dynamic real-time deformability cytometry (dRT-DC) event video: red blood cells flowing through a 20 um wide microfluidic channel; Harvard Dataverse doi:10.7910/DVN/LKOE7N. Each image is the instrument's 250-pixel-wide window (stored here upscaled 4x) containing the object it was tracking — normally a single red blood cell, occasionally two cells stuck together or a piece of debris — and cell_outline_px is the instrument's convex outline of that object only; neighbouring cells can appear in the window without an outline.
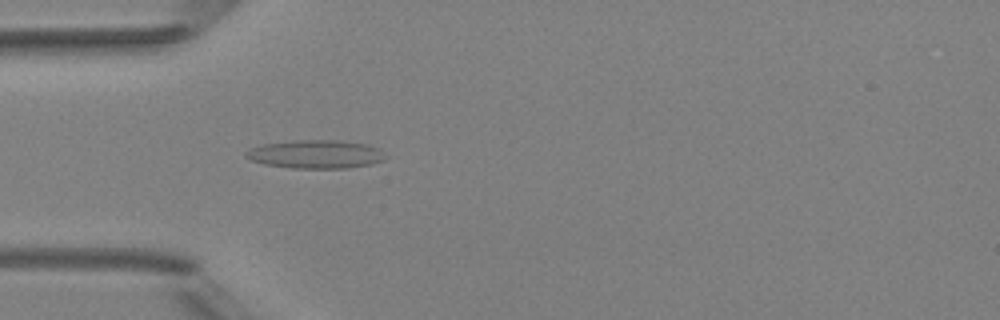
{"species": "Egyptian fruit bat (a non-hibernating species)", "species_latin": "Rousettus aegyptiacus", "temperature_condition": "room temperature", "stored_images_in_passage": 35, "camera_frame_rate_fps": 3000, "um_per_image_px": 0.085, "animal": {"sex": "female"}, "frame": {"image": 1, "passage_image": 1, "time_ms": 0.0, "image_size_px": [1000, 320], "cell_outline_px": [[388, 156], [384, 160], [372, 164], [348, 168], [292, 168], [264, 164], [252, 160], [244, 156], [244, 152], [252, 148], [264, 144], [292, 140], [340, 140], [368, 144], [380, 148]], "centroid_in_image_um": [26.9, 13.1], "position_along_channel_um": 58.1, "area_um2": 23.35}}
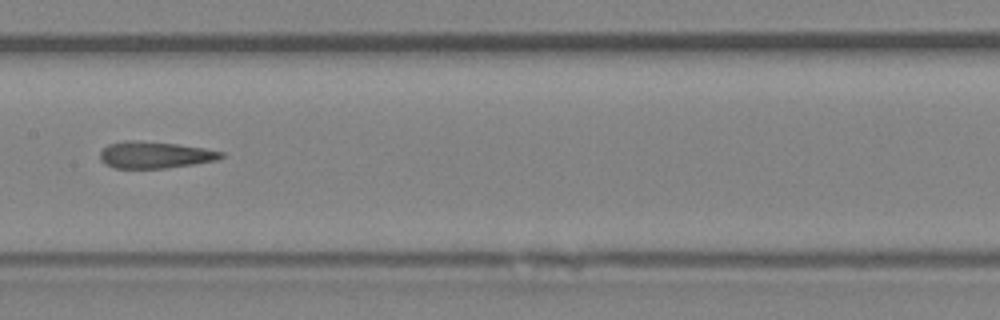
{"frame": {"image": 2, "passage_image": 11, "time_ms": 3.333, "image_size_px": [1000, 320], "cell_outline_px": [[224, 156], [216, 160], [192, 164], [164, 168], [116, 168], [104, 164], [100, 160], [100, 152], [108, 144], [124, 140], [136, 140], [176, 144], [204, 148], [224, 152]], "centroid_in_image_um": [13.13, 13.16], "position_along_channel_um": 194.3, "area_um2": 18.79}}
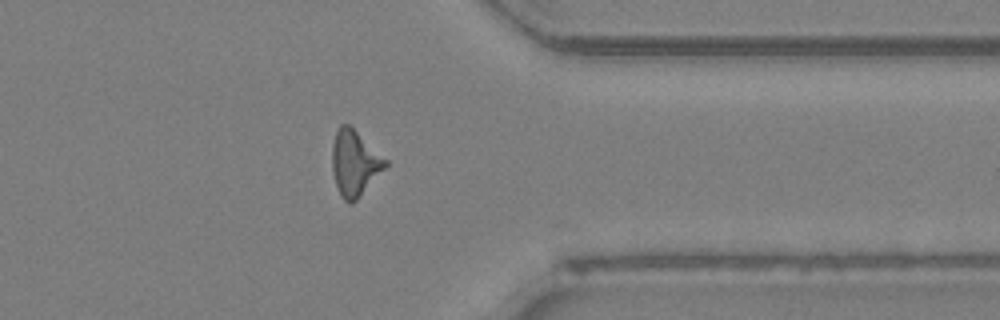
{"frame": {"image": 3, "passage_image": 25, "time_ms": 8.0, "image_size_px": [1000, 320], "cell_outline_px": [[388, 164], [356, 200], [352, 204], [348, 204], [340, 196], [332, 172], [332, 144], [336, 132], [340, 124], [348, 124], [388, 160]], "centroid_in_image_um": [30.12, 13.87], "position_along_channel_um": 381.3, "area_um2": 20.11}, "authors_computed_cell_mechanics": {"area_um2": 19.2474, "velocity_mm_per_s": 4.2021, "shape_relaxation_time_tau1_ms": null, "shape_relaxation_time_tau2_ms": 2.2867, "deformation_change_tau1": null, "deformation_change_tau2": 0.1338}}